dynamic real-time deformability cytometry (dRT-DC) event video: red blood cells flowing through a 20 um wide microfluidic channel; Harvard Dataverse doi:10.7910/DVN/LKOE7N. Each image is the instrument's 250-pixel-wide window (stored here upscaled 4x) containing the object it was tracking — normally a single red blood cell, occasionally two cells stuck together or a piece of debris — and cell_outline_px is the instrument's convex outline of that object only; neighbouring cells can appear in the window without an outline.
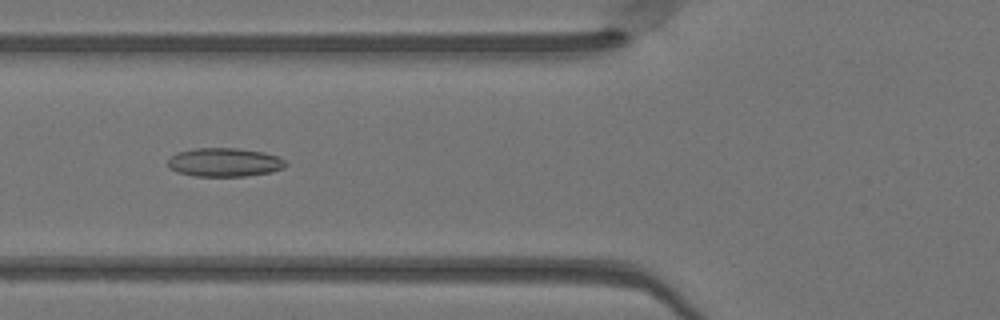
{"species": "Egyptian fruit bat (a non-hibernating species)", "species_latin": "Rousettus aegyptiacus", "temperature_condition": "warm", "stored_images_in_passage": 37, "camera_frame_rate_fps": 3000, "um_per_image_px": 0.085, "animal": {"sex": "female"}, "frame": {"image": 1, "passage_image": 7, "time_ms": 2.0, "image_size_px": [1000, 320], "cell_outline_px": [[288, 164], [284, 168], [272, 172], [244, 176], [192, 176], [176, 172], [168, 168], [168, 160], [176, 152], [192, 148], [236, 148], [264, 152], [280, 156], [288, 160]], "centroid_in_image_um": [19.11, 13.79], "position_along_channel_um": 106.7, "area_um2": 20.11}}
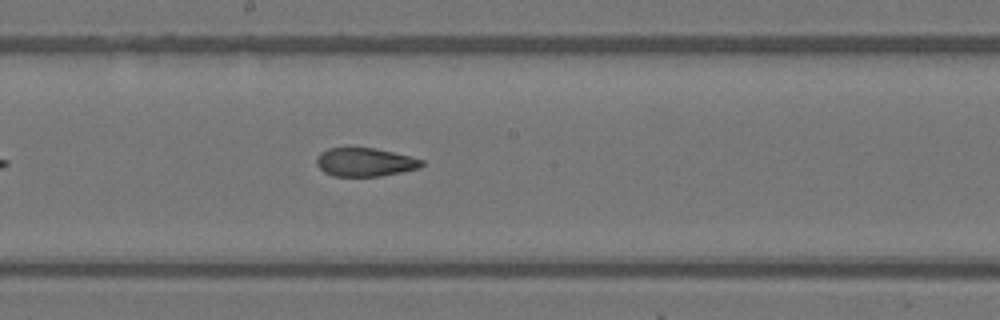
{"frame": {"image": 2, "passage_image": 15, "time_ms": 4.667, "image_size_px": [1000, 320], "cell_outline_px": [[424, 164], [420, 168], [380, 176], [332, 176], [324, 172], [316, 164], [316, 156], [320, 152], [328, 148], [372, 148], [392, 152], [424, 160]], "centroid_in_image_um": [30.99, 13.79], "position_along_channel_um": 217.2, "area_um2": 17.4}}
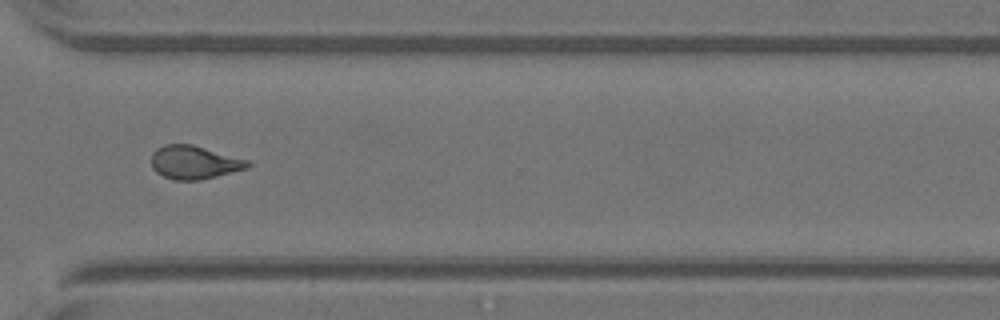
{"frame": {"image": 3, "passage_image": 25, "time_ms": 8.0, "image_size_px": [1000, 320], "cell_outline_px": [[252, 164], [248, 168], [200, 180], [176, 180], [164, 176], [156, 172], [152, 168], [152, 152], [156, 148], [164, 144], [192, 144], [248, 160]], "centroid_in_image_um": [16.5, 13.79], "position_along_channel_um": 354.1, "area_um2": 18.67}, "authors_computed_cell_mechanics": {"area_um2": 18.7272, "velocity_mm_per_s": 4.1192, "shape_relaxation_time_tau1_ms": null, "shape_relaxation_time_tau2_ms": 1.845, "deformation_change_tau1": null, "deformation_change_tau2": 0.1008}}